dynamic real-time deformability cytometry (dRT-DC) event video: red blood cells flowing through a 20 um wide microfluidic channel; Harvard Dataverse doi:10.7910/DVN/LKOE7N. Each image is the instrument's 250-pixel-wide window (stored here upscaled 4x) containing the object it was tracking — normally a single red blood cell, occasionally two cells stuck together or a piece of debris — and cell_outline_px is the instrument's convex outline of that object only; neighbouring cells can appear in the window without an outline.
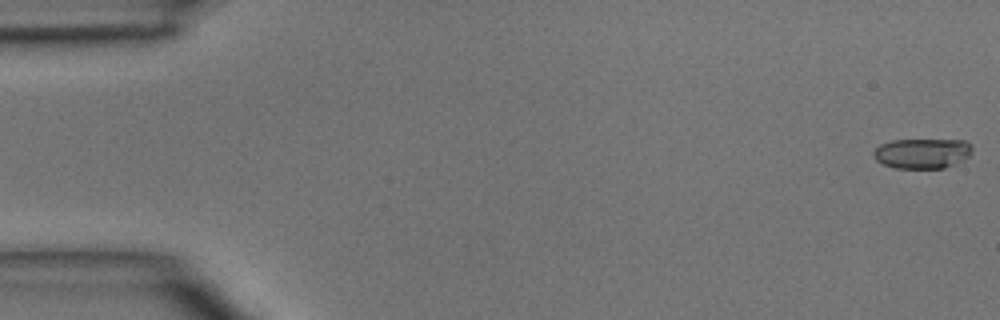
{"species": "common noctule bat (a hibernating species)", "species_latin": "Nyctalus noctula", "temperature_condition": "room temperature", "stored_images_in_passage": 5, "segment_of_instrument_passage": [1, 2], "camera_frame_rate_fps": 3000, "um_per_image_px": 0.085, "animal": {"sex": "male", "body_mass_g": 15.6}, "frame": {"image": 1, "passage_image": 1, "time_ms": 0.0, "image_size_px": [1000, 320], "cell_outline_px": [[972, 152], [968, 156], [956, 164], [944, 168], [896, 168], [884, 164], [876, 160], [872, 156], [872, 152], [880, 144], [892, 140], [964, 140], [972, 144]], "centroid_in_image_um": [78.39, 13.03], "position_along_channel_um": 6.6, "area_um2": 17.4}}
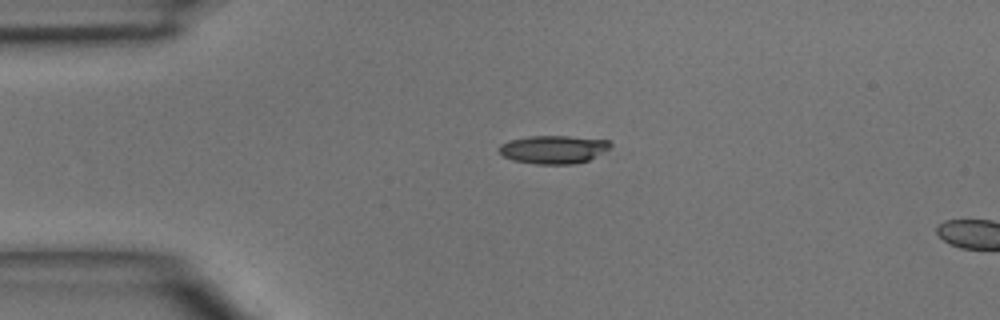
{"frame": {"image": 2, "passage_image": 4, "time_ms": 3.333, "image_size_px": [1000, 320], "cell_outline_px": [[612, 144], [604, 152], [588, 160], [572, 164], [536, 164], [512, 160], [504, 156], [496, 148], [500, 144], [508, 140], [528, 136], [568, 136], [612, 140]], "centroid_in_image_um": [47.03, 12.69], "position_along_channel_um": 38.0, "area_um2": 18.44}}